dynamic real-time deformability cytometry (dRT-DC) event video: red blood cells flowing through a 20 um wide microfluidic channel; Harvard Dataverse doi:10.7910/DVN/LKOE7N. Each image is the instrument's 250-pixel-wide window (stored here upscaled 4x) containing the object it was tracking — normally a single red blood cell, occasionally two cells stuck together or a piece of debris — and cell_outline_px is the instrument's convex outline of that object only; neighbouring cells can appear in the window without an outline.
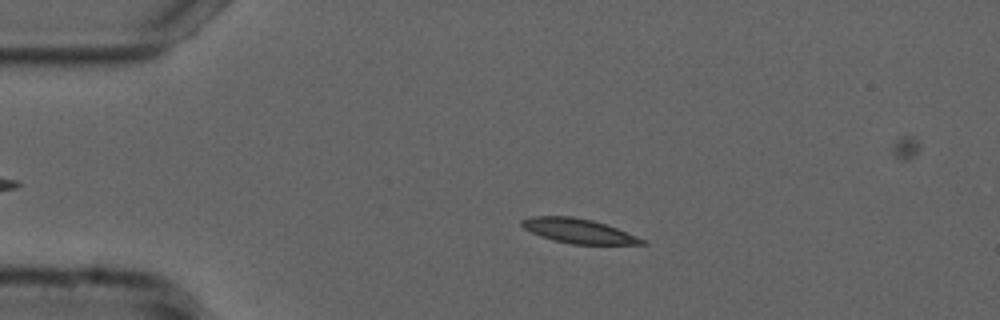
{"species": "common noctule bat (a hibernating species)", "species_latin": "Nyctalus noctula", "temperature_condition": "cold", "stored_images_in_passage": 54, "camera_frame_rate_fps": 3000, "um_per_image_px": 0.085, "animal": {"sex": "male", "forearm_length_mm": 52.5}, "frame": {"image": 1, "passage_image": 11, "time_ms": 3.333, "image_size_px": [1000, 320], "cell_outline_px": [[648, 244], [572, 244], [552, 240], [540, 236], [524, 228], [520, 224], [520, 220], [532, 216], [572, 216], [592, 220], [616, 228], [648, 240]], "centroid_in_image_um": [49.17, 19.63], "position_along_channel_um": 35.8, "area_um2": 17.17}}
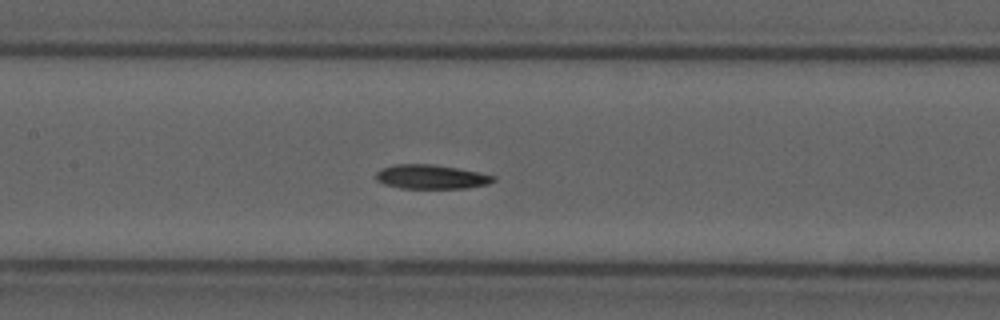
{"frame": {"image": 2, "passage_image": 25, "time_ms": 8.0, "image_size_px": [1000, 320], "cell_outline_px": [[496, 180], [488, 184], [468, 188], [400, 188], [384, 184], [376, 180], [376, 172], [384, 168], [396, 164], [432, 164], [480, 172], [496, 176]], "centroid_in_image_um": [36.68, 15.03], "position_along_channel_um": 170.7, "area_um2": 16.53}}
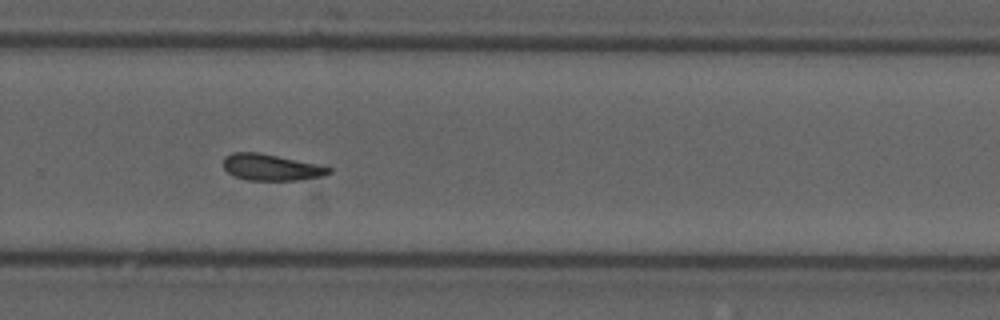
{"frame": {"image": 3, "passage_image": 36, "time_ms": 11.667, "image_size_px": [1000, 320], "cell_outline_px": [[332, 172], [324, 176], [300, 180], [248, 180], [236, 176], [228, 172], [224, 168], [224, 156], [232, 152], [260, 152], [316, 164], [332, 168]], "centroid_in_image_um": [23.06, 14.22], "position_along_channel_um": 306.7, "area_um2": 16.18}}